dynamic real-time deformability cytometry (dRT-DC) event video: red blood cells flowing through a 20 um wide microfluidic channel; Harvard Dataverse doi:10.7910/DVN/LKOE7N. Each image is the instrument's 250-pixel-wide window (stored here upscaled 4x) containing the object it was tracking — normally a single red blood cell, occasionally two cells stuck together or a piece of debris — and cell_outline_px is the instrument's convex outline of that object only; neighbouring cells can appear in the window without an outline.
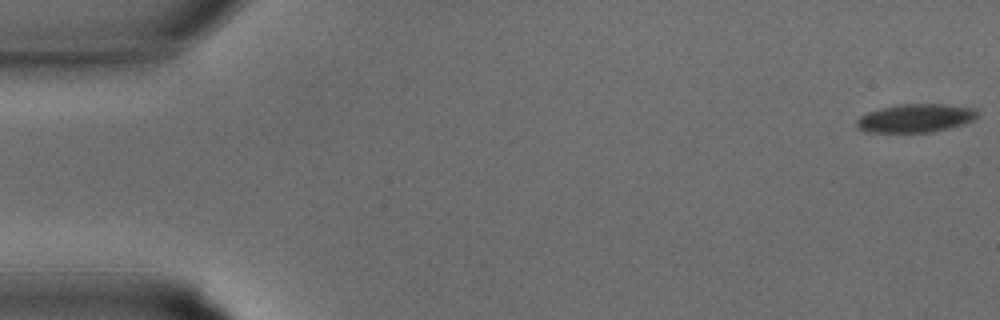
{"species": "common noctule bat (a hibernating species)", "species_latin": "Nyctalus noctula", "temperature_condition": "warm", "stored_images_in_passage": 34, "camera_frame_rate_fps": 3000, "um_per_image_px": 0.085, "animal": {"sex": "male", "body_mass_g": 15.6}, "frame": {"image": 1, "passage_image": 1, "time_ms": 0.0, "image_size_px": [1000, 320], "cell_outline_px": [[976, 116], [972, 120], [964, 124], [932, 132], [864, 132], [856, 124], [856, 120], [860, 116], [868, 112], [880, 108], [900, 104], [944, 104], [972, 108], [976, 112]], "centroid_in_image_um": [77.78, 10.04], "position_along_channel_um": 7.2, "area_um2": 19.77}}
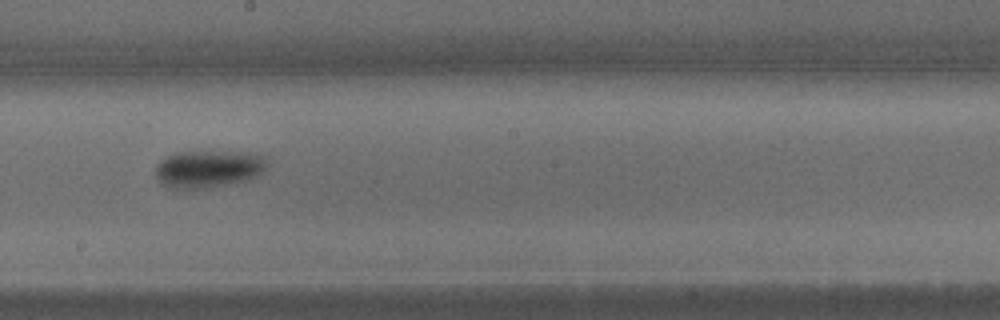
{"frame": {"image": 2, "passage_image": 19, "time_ms": 6.0, "image_size_px": [1000, 320], "cell_outline_px": [[268, 164], [256, 176], [244, 180], [204, 188], [168, 188], [160, 184], [156, 180], [156, 164], [168, 156], [176, 152], [256, 152], [264, 156]], "centroid_in_image_um": [17.68, 14.34], "position_along_channel_um": 230.5, "area_um2": 24.1}}
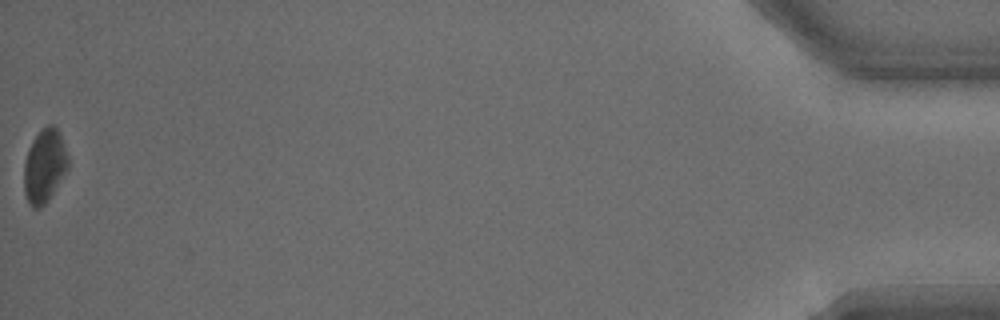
{"frame": {"image": 3, "passage_image": 34, "time_ms": 11.0, "image_size_px": [1000, 320], "cell_outline_px": [[68, 168], [48, 200], [40, 208], [32, 208], [28, 204], [24, 192], [24, 160], [28, 148], [32, 140], [48, 124], [52, 124], [60, 132], [68, 156]], "centroid_in_image_um": [3.77, 14.11], "position_along_channel_um": 431.4, "area_um2": 18.9}}